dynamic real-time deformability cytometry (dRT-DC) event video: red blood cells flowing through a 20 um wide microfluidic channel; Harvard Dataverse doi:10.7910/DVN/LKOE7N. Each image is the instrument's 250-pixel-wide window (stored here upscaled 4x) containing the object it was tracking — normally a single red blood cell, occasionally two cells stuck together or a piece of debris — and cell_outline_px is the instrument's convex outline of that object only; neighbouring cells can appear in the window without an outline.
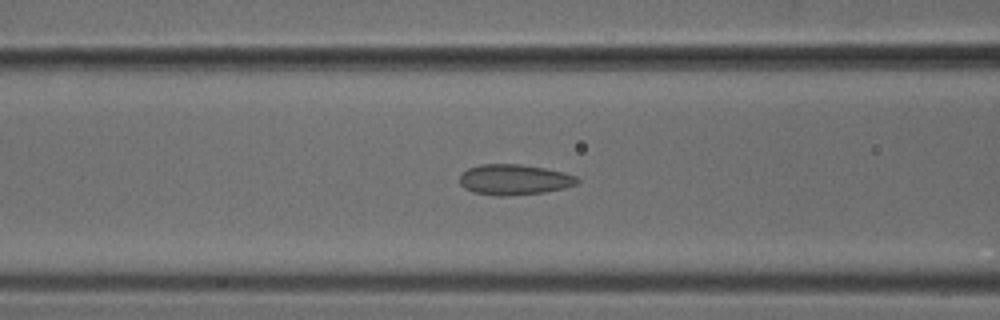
{"species": "common noctule bat (a hibernating species)", "species_latin": "Nyctalus noctula", "temperature_condition": "cold", "stored_images_in_passage": 51, "camera_frame_rate_fps": 3000, "um_per_image_px": 0.085, "animal": {"sex": "male", "body_mass_g": 18.8}, "frame": {"image": 1, "passage_image": 21, "time_ms": 6.667, "image_size_px": [1000, 320], "cell_outline_px": [[580, 180], [576, 184], [564, 188], [544, 192], [504, 196], [496, 196], [472, 192], [464, 188], [460, 184], [460, 176], [468, 168], [480, 164], [520, 164], [544, 168], [564, 172], [576, 176]], "centroid_in_image_um": [43.7, 15.27], "position_along_channel_um": 122.9, "area_um2": 20.92}}
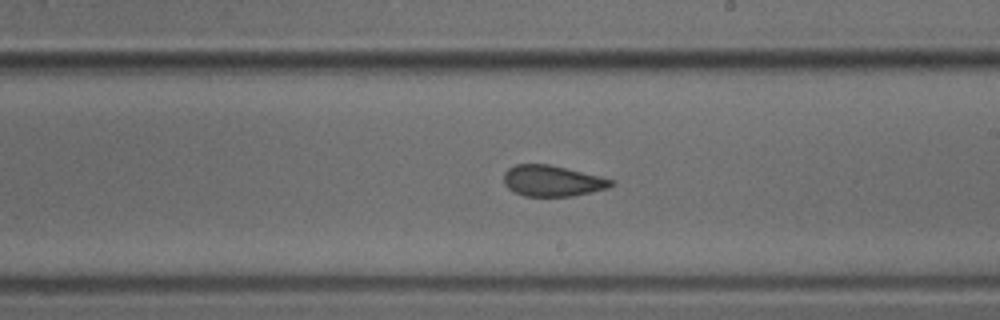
{"frame": {"image": 2, "passage_image": 30, "time_ms": 9.667, "image_size_px": [1000, 320], "cell_outline_px": [[616, 184], [608, 188], [592, 192], [572, 196], [524, 196], [512, 192], [504, 184], [504, 172], [508, 168], [516, 164], [548, 164], [600, 176], [616, 180]], "centroid_in_image_um": [46.96, 15.38], "position_along_channel_um": 242.0, "area_um2": 19.54}}
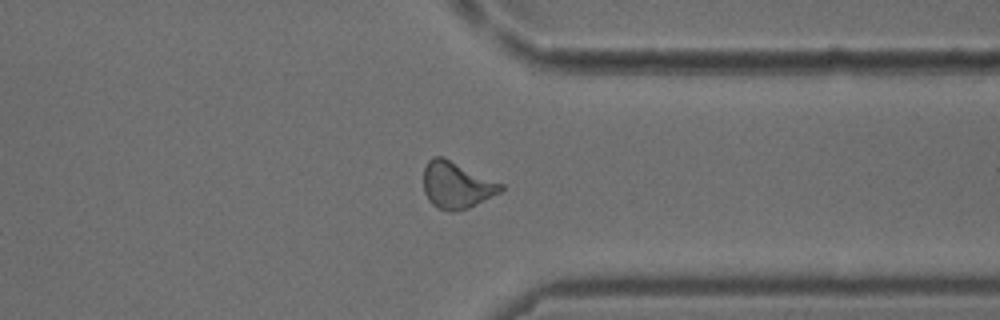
{"frame": {"image": 3, "passage_image": 40, "time_ms": 13.0, "image_size_px": [1000, 320], "cell_outline_px": [[504, 188], [500, 192], [468, 208], [452, 212], [448, 212], [432, 204], [428, 200], [424, 192], [424, 168], [428, 160], [432, 156], [444, 156], [504, 184]], "centroid_in_image_um": [38.8, 15.71], "position_along_channel_um": 372.6, "area_um2": 21.15}}